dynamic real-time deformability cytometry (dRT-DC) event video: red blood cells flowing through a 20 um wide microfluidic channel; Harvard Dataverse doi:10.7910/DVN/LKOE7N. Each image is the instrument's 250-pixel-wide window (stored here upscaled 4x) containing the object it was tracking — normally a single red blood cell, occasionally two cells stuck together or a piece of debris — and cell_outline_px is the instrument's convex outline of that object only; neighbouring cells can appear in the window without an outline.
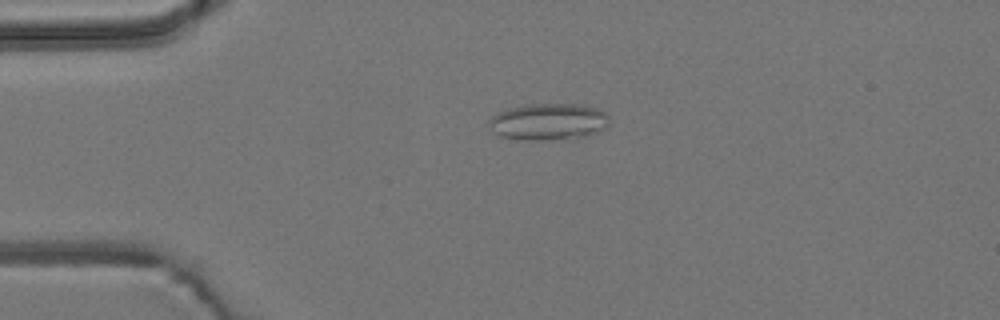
{"species": "common noctule bat (a hibernating species)", "species_latin": "Nyctalus noctula", "temperature_condition": "room temperature", "stored_images_in_passage": 42, "camera_frame_rate_fps": 3000, "um_per_image_px": 0.085, "animal": {"sex": "male", "body_mass_g": 19.2, "forearm_length_mm": 51.8}, "frame": {"image": 1, "passage_image": 1, "time_ms": 0.0, "image_size_px": [1000, 320], "cell_outline_px": [[608, 128], [588, 136], [576, 140], [516, 140], [500, 136], [492, 132], [488, 124], [488, 120], [496, 112], [508, 108], [524, 104], [576, 104], [596, 108], [604, 112], [608, 116]], "centroid_in_image_um": [46.6, 10.38], "position_along_channel_um": 38.4, "area_um2": 26.59}}
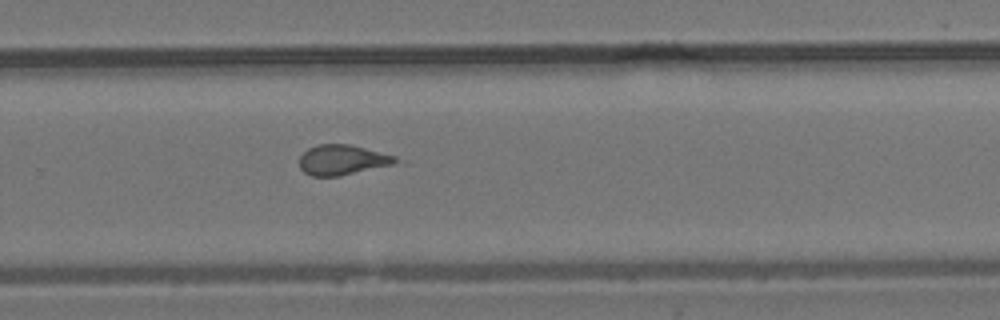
{"frame": {"image": 2, "passage_image": 24, "time_ms": 7.667, "image_size_px": [1000, 320], "cell_outline_px": [[408, 164], [340, 176], [312, 176], [304, 172], [300, 168], [300, 156], [308, 148], [316, 144], [352, 144], [396, 156]], "centroid_in_image_um": [29.29, 13.61], "position_along_channel_um": 300.5, "area_um2": 17.86}}
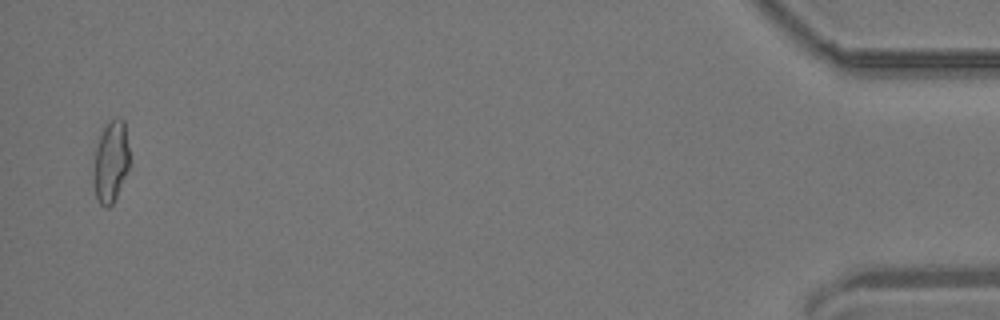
{"frame": {"image": 3, "passage_image": 41, "time_ms": 13.333, "image_size_px": [1000, 320], "cell_outline_px": [[132, 164], [112, 204], [108, 208], [104, 208], [100, 204], [96, 196], [92, 168], [96, 148], [104, 124], [108, 120], [120, 116], [124, 120]], "centroid_in_image_um": [9.45, 13.7], "position_along_channel_um": 425.8, "area_um2": 17.74}, "authors_computed_cell_mechanics": {"area_um2": 17.2822, "velocity_mm_per_s": 3.8194, "shape_relaxation_time_tau1_ms": null, "shape_relaxation_time_tau2_ms": 1.542, "deformation_change_tau1": null, "deformation_change_tau2": 0.0975}}